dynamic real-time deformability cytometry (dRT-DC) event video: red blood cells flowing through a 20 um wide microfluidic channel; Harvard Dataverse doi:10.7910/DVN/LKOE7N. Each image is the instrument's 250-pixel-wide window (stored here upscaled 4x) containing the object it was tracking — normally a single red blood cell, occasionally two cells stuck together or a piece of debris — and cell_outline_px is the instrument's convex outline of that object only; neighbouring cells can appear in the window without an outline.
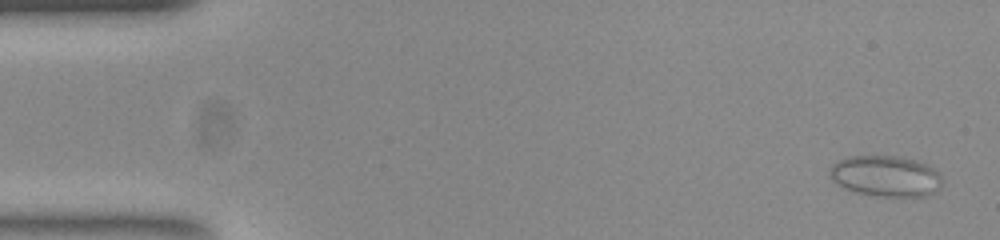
{"species": "common noctule bat (a hibernating species)", "species_latin": "Nyctalus noctula", "temperature_condition": "room temperature", "stored_images_in_passage": 11, "camera_frame_rate_fps": 3000, "um_per_image_px": 0.085, "animal": {"sex": "female", "body_mass_g": 23.0, "forearm_length_mm": 53.4}, "frame": {"image": 1, "passage_image": 2, "time_ms": 0.333, "image_size_px": [1000, 240], "cell_outline_px": [[936, 176], [932, 192], [920, 196], [892, 196], [860, 192], [848, 188], [840, 184], [832, 176], [832, 168], [836, 164], [848, 156], [896, 156], [916, 160], [932, 168], [936, 172]], "centroid_in_image_um": [75.24, 14.93], "position_along_channel_um": 9.8, "area_um2": 24.8}}